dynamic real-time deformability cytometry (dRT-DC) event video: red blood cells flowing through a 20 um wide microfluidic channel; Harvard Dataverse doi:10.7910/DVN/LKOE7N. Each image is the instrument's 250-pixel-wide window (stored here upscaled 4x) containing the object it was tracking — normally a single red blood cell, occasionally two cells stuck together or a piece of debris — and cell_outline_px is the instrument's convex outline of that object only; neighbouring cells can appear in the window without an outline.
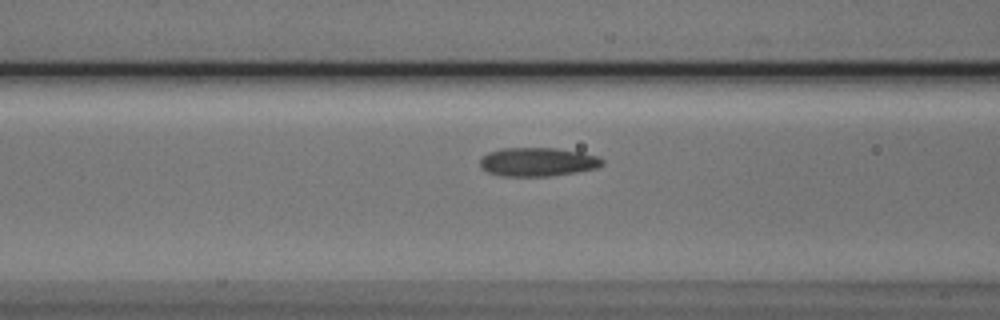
{"species": "Egyptian fruit bat (a non-hibernating species)", "species_latin": "Rousettus aegyptiacus", "temperature_condition": "cold", "stored_images_in_passage": 40, "camera_frame_rate_fps": 3000, "um_per_image_px": 0.085, "animal": {"sex": "male"}, "frame": {"image": 1, "passage_image": 15, "time_ms": 4.667, "image_size_px": [1000, 320], "cell_outline_px": [[604, 164], [596, 168], [576, 172], [552, 176], [500, 176], [488, 172], [480, 168], [480, 156], [488, 152], [500, 148], [556, 148], [580, 152], [600, 156], [604, 160]], "centroid_in_image_um": [45.68, 13.76], "position_along_channel_um": 120.9, "area_um2": 20.75}}
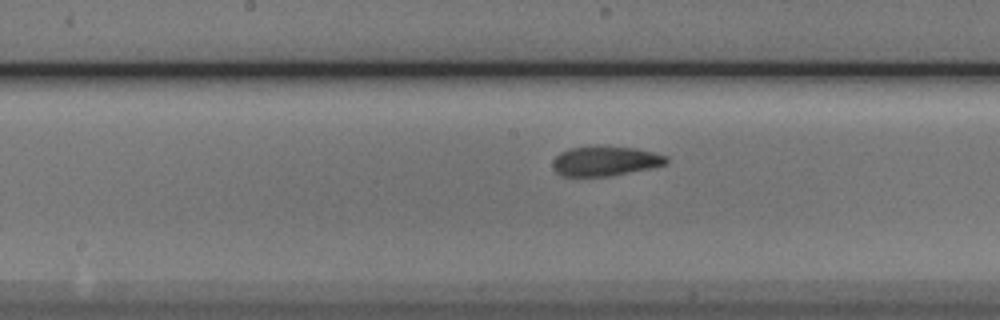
{"frame": {"image": 2, "passage_image": 21, "time_ms": 6.667, "image_size_px": [1000, 320], "cell_outline_px": [[668, 164], [652, 168], [608, 176], [560, 176], [556, 172], [552, 164], [552, 160], [560, 152], [572, 148], [636, 148], [668, 156]], "centroid_in_image_um": [51.46, 13.72], "position_along_channel_um": 196.7, "area_um2": 19.19}}
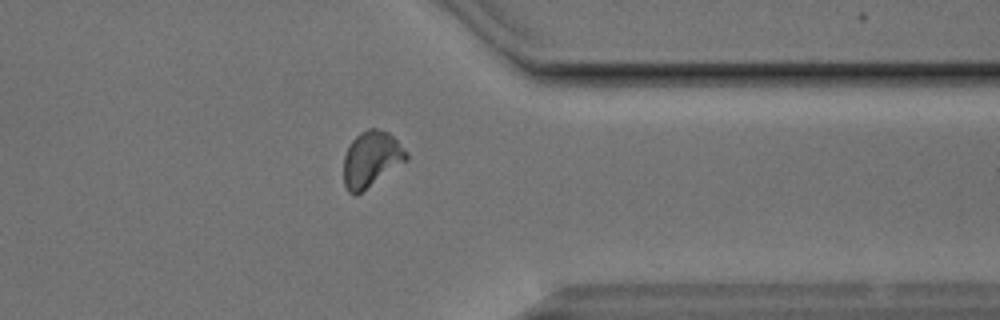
{"frame": {"image": 3, "passage_image": 36, "time_ms": 11.667, "image_size_px": [1000, 320], "cell_outline_px": [[408, 160], [356, 196], [348, 192], [344, 184], [344, 156], [352, 140], [360, 132], [368, 128], [376, 128], [388, 132], [408, 152]], "centroid_in_image_um": [31.56, 13.53], "position_along_channel_um": 379.8, "area_um2": 20.4}, "authors_computed_cell_mechanics": {"area_um2": 20.3745, "velocity_mm_per_s": 3.7859, "shape_relaxation_time_tau1_ms": 6.871, "shape_relaxation_time_tau2_ms": 1.8528, "deformation_change_tau1": 0.1409, "deformation_change_tau2": 0.0669}}